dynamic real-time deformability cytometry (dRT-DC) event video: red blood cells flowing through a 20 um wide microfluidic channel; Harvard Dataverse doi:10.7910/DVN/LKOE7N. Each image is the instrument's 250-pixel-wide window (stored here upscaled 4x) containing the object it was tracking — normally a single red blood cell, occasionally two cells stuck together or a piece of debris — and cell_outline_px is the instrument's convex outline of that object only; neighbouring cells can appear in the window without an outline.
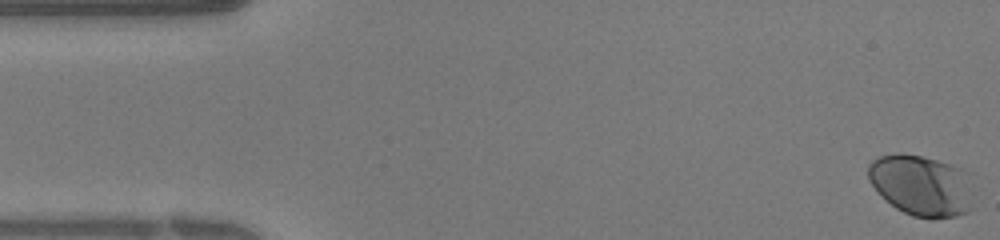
{"species": "human", "species_latin": "Homo sapiens", "temperature_condition": "warm", "stored_images_in_passage": 39, "camera_frame_rate_fps": 3000, "um_per_image_px": 0.085, "donor": {"sex": "female"}, "frame": {"image": 1, "passage_image": 1, "time_ms": 0.0, "image_size_px": [1000, 240], "cell_outline_px": [[972, 208], [968, 212], [956, 216], [932, 220], [912, 216], [896, 208], [884, 200], [880, 196], [868, 180], [868, 164], [872, 160], [880, 156], [900, 152], [920, 156], [952, 164], [960, 168]], "centroid_in_image_um": [78.19, 15.78], "position_along_channel_um": 6.8, "area_um2": 36.93}}
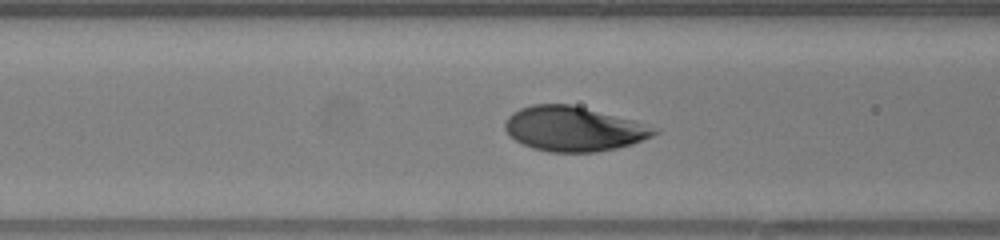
{"frame": {"image": 2, "passage_image": 15, "time_ms": 4.667, "image_size_px": [1000, 240], "cell_outline_px": [[660, 132], [652, 136], [632, 144], [616, 148], [596, 152], [552, 152], [532, 148], [516, 140], [504, 128], [504, 124], [508, 116], [512, 112], [520, 108], [532, 104], [568, 104], [632, 120], [660, 128]], "centroid_in_image_um": [48.77, 10.96], "position_along_channel_um": 117.8, "area_um2": 38.55}}
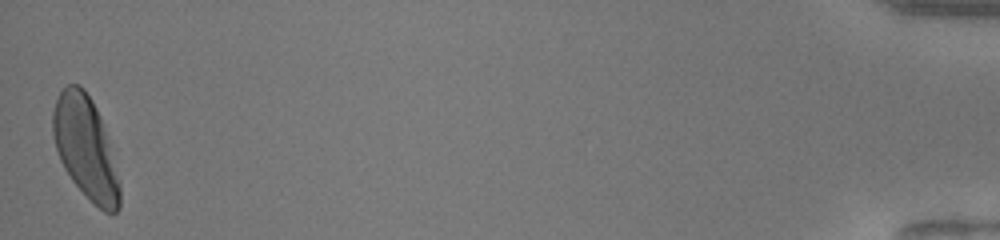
{"frame": {"image": 3, "passage_image": 39, "time_ms": 12.667, "image_size_px": [1000, 240], "cell_outline_px": [[120, 208], [116, 212], [104, 212], [72, 180], [64, 168], [60, 160], [52, 136], [52, 112], [56, 100], [60, 92], [68, 84], [80, 84], [84, 88], [92, 100], [100, 116], [120, 180]], "centroid_in_image_um": [7.26, 12.53], "position_along_channel_um": 427.9, "area_um2": 39.36}}